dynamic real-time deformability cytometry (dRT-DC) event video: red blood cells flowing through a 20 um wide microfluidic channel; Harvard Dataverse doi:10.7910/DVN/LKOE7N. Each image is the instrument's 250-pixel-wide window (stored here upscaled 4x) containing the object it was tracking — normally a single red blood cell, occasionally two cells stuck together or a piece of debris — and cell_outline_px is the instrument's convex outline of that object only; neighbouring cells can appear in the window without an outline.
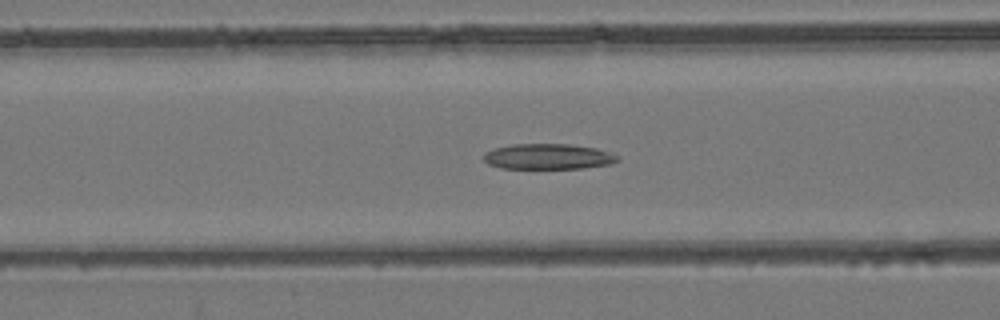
{"species": "common noctule bat (a hibernating species)", "species_latin": "Nyctalus noctula", "temperature_condition": "room temperature", "stored_images_in_passage": 53, "camera_frame_rate_fps": 3000, "um_per_image_px": 0.085, "animal": {"sex": "female", "body_mass_g": 24.6, "forearm_length_mm": 56.2}, "frame": {"image": 1, "passage_image": 21, "time_ms": 6.667, "image_size_px": [1000, 320], "cell_outline_px": [[620, 160], [612, 164], [584, 168], [500, 168], [488, 164], [484, 160], [484, 152], [496, 148], [512, 144], [568, 144], [596, 148], [620, 156]], "centroid_in_image_um": [46.62, 13.31], "position_along_channel_um": 120.0, "area_um2": 19.94}}
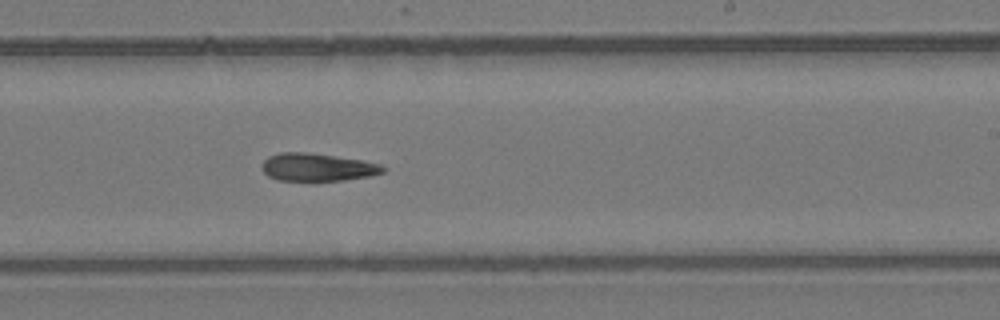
{"frame": {"image": 2, "passage_image": 32, "time_ms": 10.333, "image_size_px": [1000, 320], "cell_outline_px": [[388, 168], [384, 172], [368, 176], [344, 180], [276, 180], [268, 176], [264, 172], [260, 164], [268, 156], [280, 152], [304, 152], [360, 160], [380, 164]], "centroid_in_image_um": [26.94, 14.21], "position_along_channel_um": 262.1, "area_um2": 19.42}}
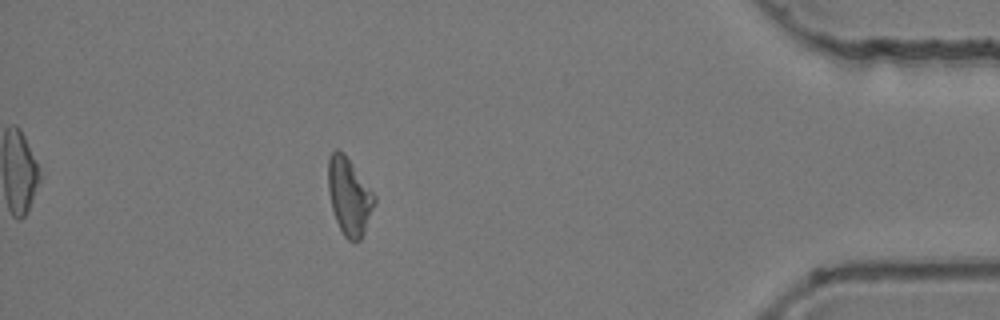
{"frame": {"image": 3, "passage_image": 47, "time_ms": 15.333, "image_size_px": [1000, 320], "cell_outline_px": [[376, 200], [364, 232], [360, 240], [356, 244], [348, 240], [344, 236], [336, 220], [332, 208], [328, 192], [328, 156], [336, 148], [344, 152], [376, 196]], "centroid_in_image_um": [29.67, 16.68], "position_along_channel_um": 405.5, "area_um2": 20.87}, "authors_computed_cell_mechanics": {"area_um2": 20.8658, "velocity_mm_per_s": 3.8762, "shape_relaxation_time_tau1_ms": null, "shape_relaxation_time_tau2_ms": 9.5255, "deformation_change_tau1": null, "deformation_change_tau2": 0.2159}}